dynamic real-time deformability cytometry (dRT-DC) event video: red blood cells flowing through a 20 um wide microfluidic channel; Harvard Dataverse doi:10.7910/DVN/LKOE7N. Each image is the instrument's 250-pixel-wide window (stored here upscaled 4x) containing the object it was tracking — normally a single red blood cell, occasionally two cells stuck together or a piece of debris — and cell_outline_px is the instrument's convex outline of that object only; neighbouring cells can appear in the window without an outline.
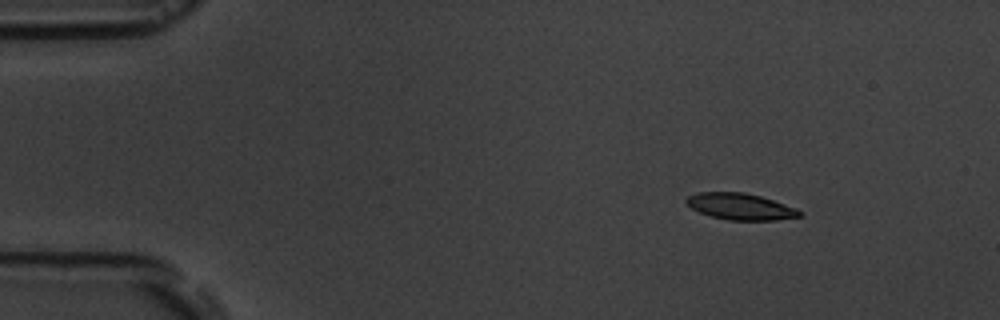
{"species": "common noctule bat (a hibernating species)", "species_latin": "Nyctalus noctula", "temperature_condition": "room temperature", "stored_images_in_passage": 8, "camera_frame_rate_fps": 3000, "um_per_image_px": 0.085, "animal": {"sex": "male", "body_mass_g": 19.5, "forearm_length_mm": 54.6}, "frame": {"image": 1, "passage_image": 2, "time_ms": 1.333, "image_size_px": [1000, 320], "cell_outline_px": [[804, 212], [800, 216], [776, 220], [728, 220], [712, 216], [700, 212], [692, 208], [684, 200], [688, 196], [696, 192], [744, 192], [760, 196], [796, 208]], "centroid_in_image_um": [62.93, 17.55], "position_along_channel_um": 22.1, "area_um2": 17.34}}
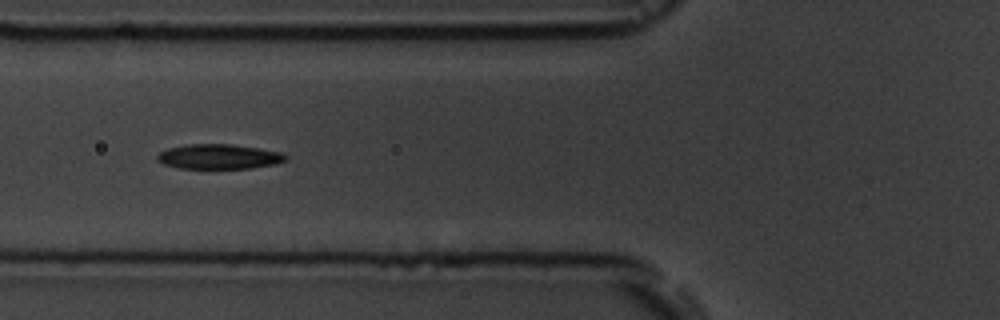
{"frame": {"image": 2, "passage_image": 6, "time_ms": 6.0, "image_size_px": [1000, 320], "cell_outline_px": [[288, 160], [276, 164], [252, 168], [180, 168], [164, 164], [156, 160], [156, 156], [160, 152], [168, 148], [188, 144], [232, 144], [280, 152], [288, 156]], "centroid_in_image_um": [18.62, 13.31], "position_along_channel_um": 107.2, "area_um2": 18.55}}
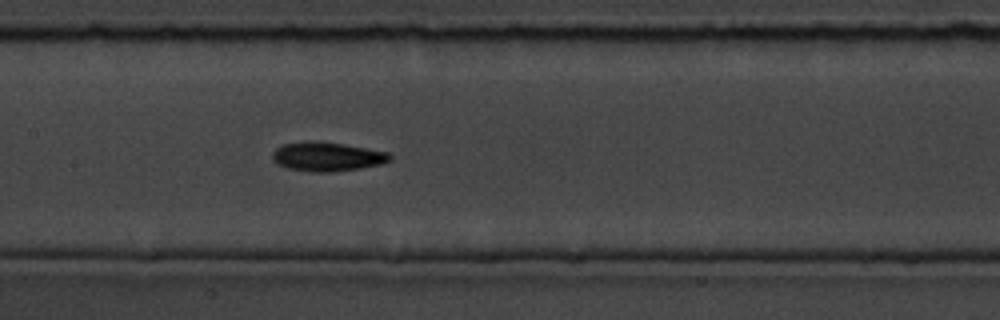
{"frame": {"image": 3, "passage_image": 8, "time_ms": 8.0, "image_size_px": [1000, 320], "cell_outline_px": [[392, 160], [384, 164], [360, 168], [332, 172], [312, 172], [288, 168], [276, 164], [272, 160], [272, 152], [276, 148], [284, 144], [312, 140], [316, 140], [344, 144], [388, 152], [392, 156]], "centroid_in_image_um": [27.81, 13.31], "position_along_channel_um": 179.6, "area_um2": 20.17}}